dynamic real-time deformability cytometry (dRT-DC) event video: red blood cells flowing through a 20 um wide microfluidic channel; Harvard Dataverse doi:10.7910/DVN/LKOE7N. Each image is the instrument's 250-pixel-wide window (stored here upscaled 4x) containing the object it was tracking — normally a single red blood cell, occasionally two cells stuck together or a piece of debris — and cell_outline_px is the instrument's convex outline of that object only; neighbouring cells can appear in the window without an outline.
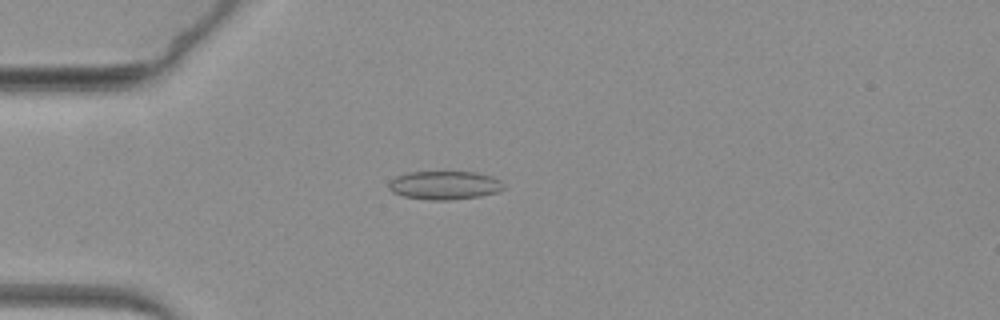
{"species": "common noctule bat (a hibernating species)", "species_latin": "Nyctalus noctula", "temperature_condition": "warm", "stored_images_in_passage": 59, "camera_frame_rate_fps": 3000, "um_per_image_px": 0.085, "animal": {"sex": "female", "body_mass_g": 19.3, "forearm_length_mm": 54.1}, "frame": {"image": 1, "passage_image": 13, "time_ms": 4.0, "image_size_px": [1000, 320], "cell_outline_px": [[504, 188], [496, 192], [480, 196], [448, 200], [428, 200], [404, 196], [392, 192], [388, 188], [388, 184], [396, 176], [408, 172], [476, 172], [492, 176], [500, 180], [504, 184]], "centroid_in_image_um": [37.78, 15.74], "position_along_channel_um": 47.2, "area_um2": 19.07}}
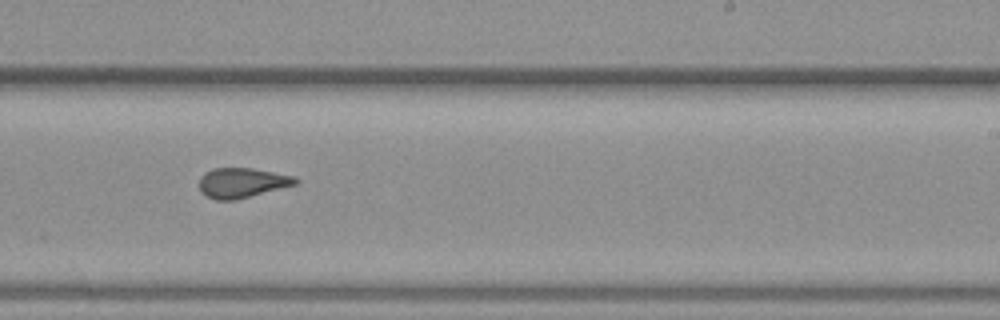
{"frame": {"image": 2, "passage_image": 35, "time_ms": 11.333, "image_size_px": [1000, 320], "cell_outline_px": [[300, 180], [296, 184], [236, 200], [216, 200], [200, 192], [200, 176], [204, 172], [212, 168], [252, 168], [296, 176]], "centroid_in_image_um": [20.57, 15.53], "position_along_channel_um": 268.4, "area_um2": 16.82}}
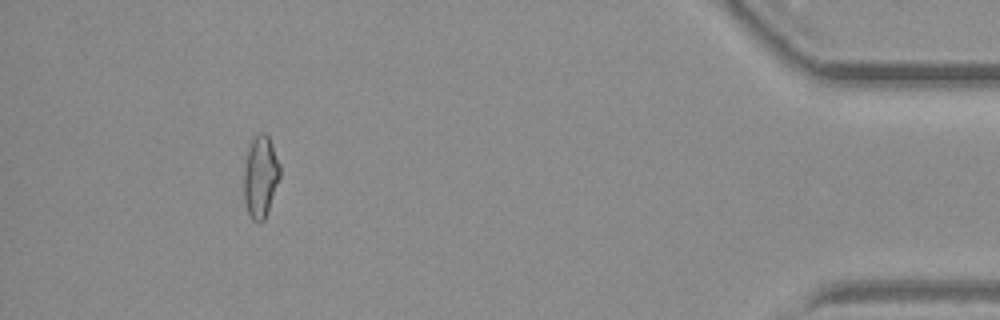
{"frame": {"image": 3, "passage_image": 54, "time_ms": 17.667, "image_size_px": [1000, 320], "cell_outline_px": [[280, 176], [264, 220], [260, 224], [256, 224], [252, 220], [248, 212], [244, 200], [244, 168], [248, 148], [252, 140], [260, 132], [264, 132], [268, 136], [280, 164]], "centroid_in_image_um": [22.13, 15.04], "position_along_channel_um": 413.1, "area_um2": 17.11}}